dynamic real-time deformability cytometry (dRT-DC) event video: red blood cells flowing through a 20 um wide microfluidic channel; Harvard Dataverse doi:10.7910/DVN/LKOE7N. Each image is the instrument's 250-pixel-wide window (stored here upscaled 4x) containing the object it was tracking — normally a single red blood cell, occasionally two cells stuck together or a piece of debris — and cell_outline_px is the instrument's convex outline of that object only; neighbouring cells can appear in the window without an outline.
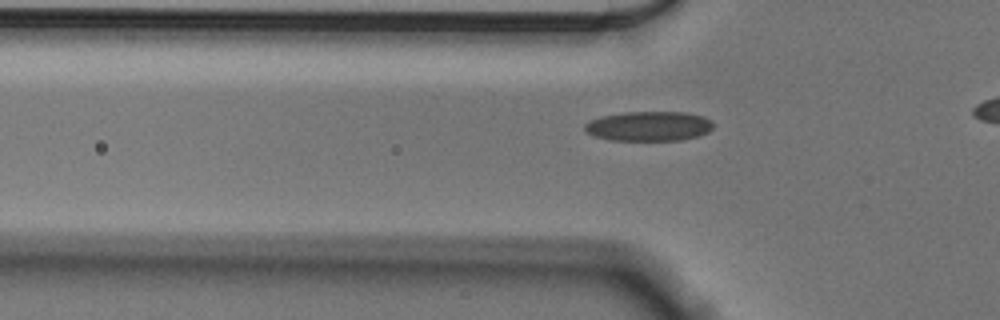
{"species": "Egyptian fruit bat (a non-hibernating species)", "species_latin": "Rousettus aegyptiacus", "temperature_condition": "cold", "stored_images_in_passage": 33, "camera_frame_rate_fps": 3000, "um_per_image_px": 0.085, "animal": {"sex": "male"}, "frame": {"image": 1, "passage_image": 5, "time_ms": 1.333, "image_size_px": [1000, 320], "cell_outline_px": [[712, 128], [708, 132], [696, 136], [680, 140], [608, 140], [584, 132], [584, 124], [600, 116], [624, 112], [688, 112], [704, 116], [712, 120]], "centroid_in_image_um": [55.14, 10.71], "position_along_channel_um": 70.7, "area_um2": 22.31}}
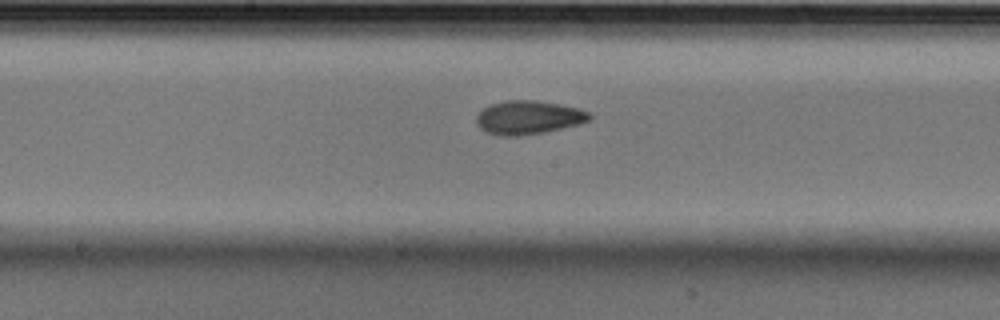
{"frame": {"image": 2, "passage_image": 16, "time_ms": 5.0, "image_size_px": [1000, 320], "cell_outline_px": [[592, 116], [588, 120], [576, 124], [544, 132], [520, 136], [500, 136], [488, 132], [480, 128], [476, 124], [476, 116], [488, 104], [504, 100], [532, 100], [560, 104], [580, 108], [588, 112]], "centroid_in_image_um": [44.87, 9.97], "position_along_channel_um": 203.3, "area_um2": 22.08}}
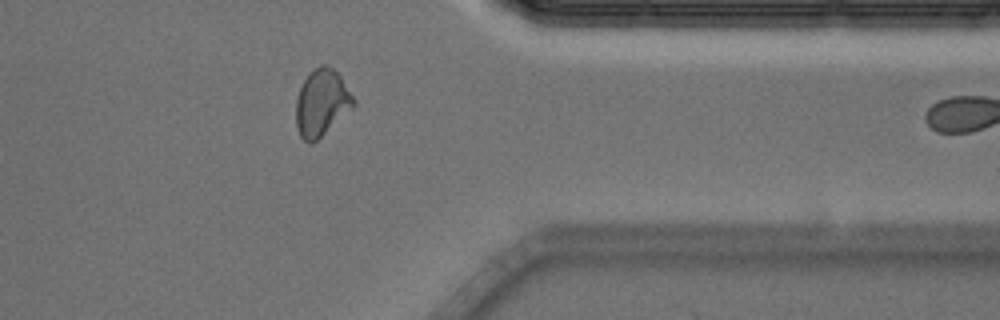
{"frame": {"image": 3, "passage_image": 32, "time_ms": 10.333, "image_size_px": [1000, 320], "cell_outline_px": [[356, 104], [352, 108], [312, 144], [308, 144], [300, 136], [296, 124], [296, 100], [300, 88], [304, 80], [320, 64], [328, 64], [340, 76], [356, 100]], "centroid_in_image_um": [27.34, 8.74], "position_along_channel_um": 384.1, "area_um2": 22.08}}